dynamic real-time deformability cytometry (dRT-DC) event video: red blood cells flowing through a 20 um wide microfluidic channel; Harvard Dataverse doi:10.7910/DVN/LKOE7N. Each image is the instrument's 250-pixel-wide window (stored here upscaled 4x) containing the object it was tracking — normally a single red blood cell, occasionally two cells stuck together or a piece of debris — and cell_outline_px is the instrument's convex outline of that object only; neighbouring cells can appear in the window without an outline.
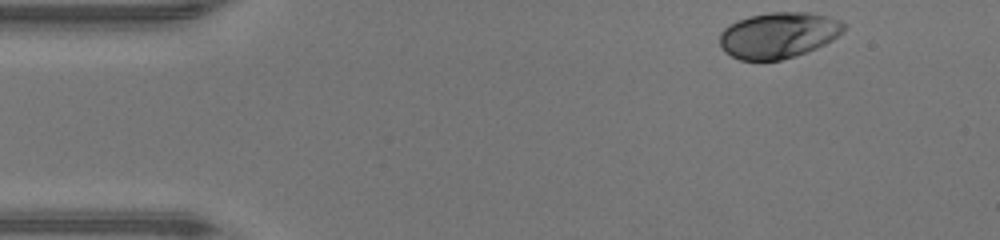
{"species": "human", "species_latin": "Homo sapiens", "temperature_condition": "warm", "stored_images_in_passage": 43, "camera_frame_rate_fps": 3000, "um_per_image_px": 0.085, "donor": {"sex": "male"}, "frame": {"image": 1, "passage_image": 1, "time_ms": 0.0, "image_size_px": [1000, 240], "cell_outline_px": [[844, 32], [832, 40], [816, 48], [796, 56], [780, 60], [740, 60], [724, 52], [720, 44], [720, 32], [728, 24], [752, 16], [768, 12], [812, 12], [828, 16], [840, 20], [844, 24]], "centroid_in_image_um": [66.17, 2.99], "position_along_channel_um": 18.8, "area_um2": 33.29}}
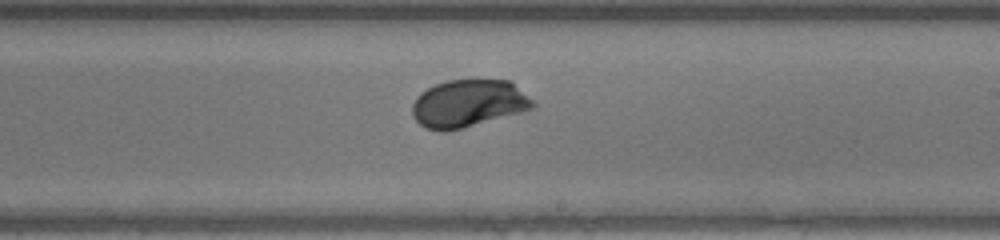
{"frame": {"image": 2, "passage_image": 23, "time_ms": 7.333, "image_size_px": [1000, 240], "cell_outline_px": [[536, 104], [532, 108], [524, 112], [464, 128], [444, 132], [440, 132], [424, 128], [412, 116], [412, 104], [416, 96], [420, 92], [436, 84], [448, 80], [512, 80]], "centroid_in_image_um": [39.8, 8.81], "position_along_channel_um": 249.2, "area_um2": 33.81}}
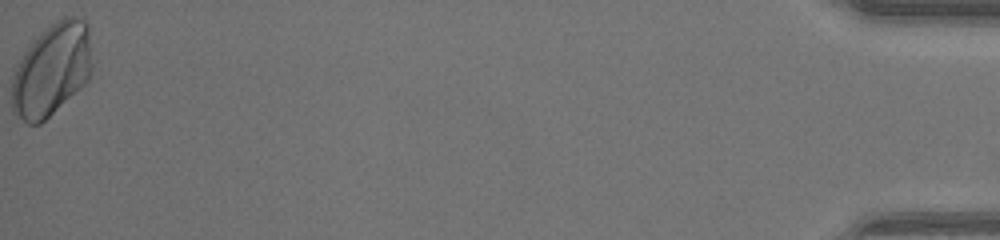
{"frame": {"image": 3, "passage_image": 43, "time_ms": 14.0, "image_size_px": [1000, 240], "cell_outline_px": [[92, 72], [88, 80], [80, 88], [40, 124], [28, 124], [12, 112], [12, 76], [24, 52], [56, 20], [64, 16], [76, 16], [84, 20], [88, 24], [92, 64]], "centroid_in_image_um": [4.42, 5.94], "position_along_channel_um": 430.8, "area_um2": 42.83}, "authors_computed_cell_mechanics": {"area_um2": 33.2928, "velocity_mm_per_s": 4.3913, "shape_relaxation_time_tau1_ms": 2.0466, "shape_relaxation_time_tau2_ms": null, "deformation_change_tau1": 0.1302, "deformation_change_tau2": null}}